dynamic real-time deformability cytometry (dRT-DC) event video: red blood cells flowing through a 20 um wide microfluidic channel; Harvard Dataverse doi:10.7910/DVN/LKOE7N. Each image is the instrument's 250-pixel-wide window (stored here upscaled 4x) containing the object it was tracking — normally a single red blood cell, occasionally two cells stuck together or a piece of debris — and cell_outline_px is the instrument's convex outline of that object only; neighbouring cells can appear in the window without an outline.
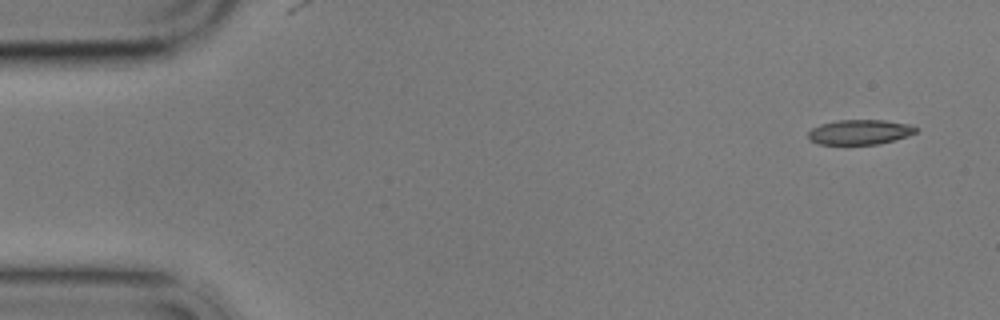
{"species": "common noctule bat (a hibernating species)", "species_latin": "Nyctalus noctula", "temperature_condition": "cold", "stored_images_in_passage": 5, "camera_frame_rate_fps": 3000, "um_per_image_px": 0.085, "animal": {"sex": "male", "body_mass_g": 17.9}, "frame": {"image": 1, "passage_image": 1, "time_ms": 0.0, "image_size_px": [1000, 320], "cell_outline_px": [[916, 132], [908, 136], [880, 144], [820, 144], [808, 140], [808, 132], [812, 128], [820, 124], [836, 120], [884, 120], [908, 124], [916, 128]], "centroid_in_image_um": [73.05, 11.23], "position_along_channel_um": 12.0, "area_um2": 15.61}}
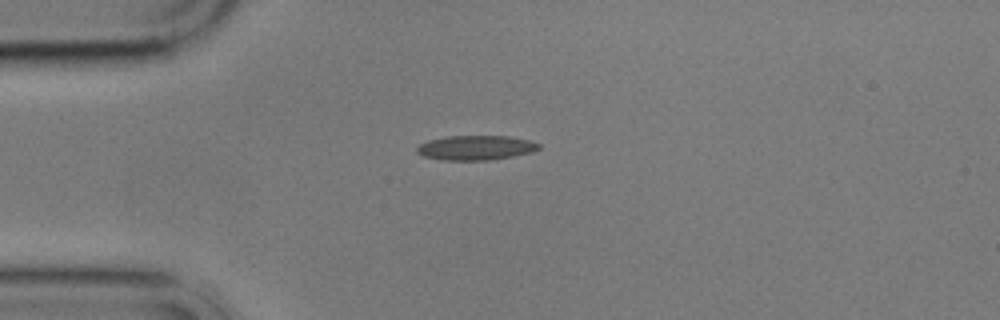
{"frame": {"image": 2, "passage_image": 4, "time_ms": 3.667, "image_size_px": [1000, 320], "cell_outline_px": [[540, 148], [532, 152], [512, 156], [488, 160], [444, 160], [424, 156], [416, 152], [416, 148], [420, 144], [428, 140], [448, 136], [508, 136], [528, 140], [540, 144]], "centroid_in_image_um": [40.43, 12.55], "position_along_channel_um": 44.6, "area_um2": 17.34}}